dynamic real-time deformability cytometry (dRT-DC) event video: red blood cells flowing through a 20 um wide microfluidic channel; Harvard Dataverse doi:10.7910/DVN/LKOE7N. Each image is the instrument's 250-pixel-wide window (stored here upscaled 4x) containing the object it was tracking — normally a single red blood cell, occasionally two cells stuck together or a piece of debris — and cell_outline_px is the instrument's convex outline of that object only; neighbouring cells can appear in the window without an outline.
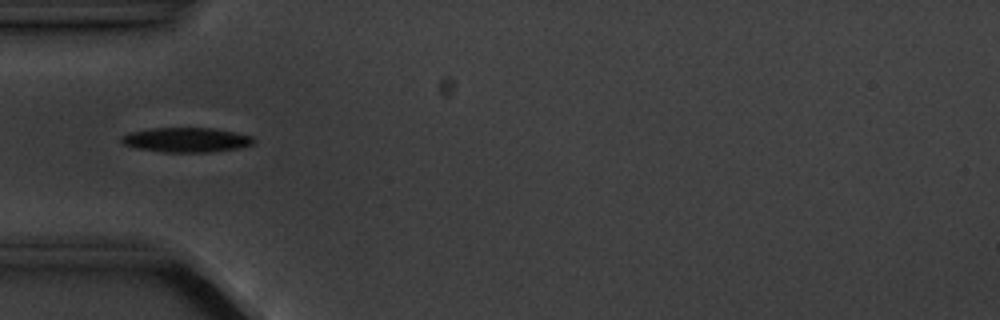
{"species": "common noctule bat (a hibernating species)", "species_latin": "Nyctalus noctula", "temperature_condition": "cold", "stored_images_in_passage": 5, "camera_frame_rate_fps": 3000, "um_per_image_px": 0.085, "animal": {"sex": "male", "body_mass_g": 20.1, "forearm_length_mm": 53.5}, "frame": {"image": 1, "passage_image": 5, "time_ms": 4.667, "image_size_px": [1000, 320], "cell_outline_px": [[256, 140], [252, 144], [236, 148], [208, 152], [164, 152], [136, 148], [124, 144], [120, 140], [120, 136], [128, 132], [152, 128], [216, 128], [236, 132], [252, 136]], "centroid_in_image_um": [15.81, 11.88], "position_along_channel_um": 69.2, "area_um2": 19.02}}